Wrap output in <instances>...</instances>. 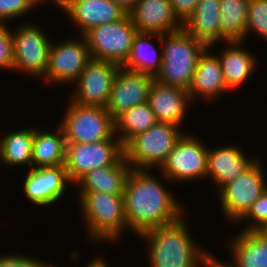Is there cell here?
<instances>
[{
    "label": "cell",
    "instance_id": "obj_1",
    "mask_svg": "<svg viewBox=\"0 0 267 267\" xmlns=\"http://www.w3.org/2000/svg\"><path fill=\"white\" fill-rule=\"evenodd\" d=\"M152 173L151 169L131 168L125 182L123 198L127 232L132 231L130 234L135 237L186 215V207L169 191L167 184L162 183V180L170 181L161 172L160 178Z\"/></svg>",
    "mask_w": 267,
    "mask_h": 267
},
{
    "label": "cell",
    "instance_id": "obj_40",
    "mask_svg": "<svg viewBox=\"0 0 267 267\" xmlns=\"http://www.w3.org/2000/svg\"><path fill=\"white\" fill-rule=\"evenodd\" d=\"M39 267H58L56 264H53V263H49L48 261L47 262H43Z\"/></svg>",
    "mask_w": 267,
    "mask_h": 267
},
{
    "label": "cell",
    "instance_id": "obj_23",
    "mask_svg": "<svg viewBox=\"0 0 267 267\" xmlns=\"http://www.w3.org/2000/svg\"><path fill=\"white\" fill-rule=\"evenodd\" d=\"M220 0H200L182 28L211 49L220 43Z\"/></svg>",
    "mask_w": 267,
    "mask_h": 267
},
{
    "label": "cell",
    "instance_id": "obj_17",
    "mask_svg": "<svg viewBox=\"0 0 267 267\" xmlns=\"http://www.w3.org/2000/svg\"><path fill=\"white\" fill-rule=\"evenodd\" d=\"M154 77L120 68L116 74L107 110L115 119L125 110L148 101Z\"/></svg>",
    "mask_w": 267,
    "mask_h": 267
},
{
    "label": "cell",
    "instance_id": "obj_12",
    "mask_svg": "<svg viewBox=\"0 0 267 267\" xmlns=\"http://www.w3.org/2000/svg\"><path fill=\"white\" fill-rule=\"evenodd\" d=\"M124 156L119 139H105L96 143H66L67 175L74 185L87 172L116 164Z\"/></svg>",
    "mask_w": 267,
    "mask_h": 267
},
{
    "label": "cell",
    "instance_id": "obj_4",
    "mask_svg": "<svg viewBox=\"0 0 267 267\" xmlns=\"http://www.w3.org/2000/svg\"><path fill=\"white\" fill-rule=\"evenodd\" d=\"M158 42L161 43L163 58L160 71L154 79L162 84L188 90L198 59L208 46L183 28L173 33L161 34Z\"/></svg>",
    "mask_w": 267,
    "mask_h": 267
},
{
    "label": "cell",
    "instance_id": "obj_25",
    "mask_svg": "<svg viewBox=\"0 0 267 267\" xmlns=\"http://www.w3.org/2000/svg\"><path fill=\"white\" fill-rule=\"evenodd\" d=\"M57 126L55 128L56 131H49L50 128L43 130L40 127H34L32 147L33 168L64 165L66 139L61 126Z\"/></svg>",
    "mask_w": 267,
    "mask_h": 267
},
{
    "label": "cell",
    "instance_id": "obj_36",
    "mask_svg": "<svg viewBox=\"0 0 267 267\" xmlns=\"http://www.w3.org/2000/svg\"><path fill=\"white\" fill-rule=\"evenodd\" d=\"M201 267H237L236 264L230 259L220 260L214 253L212 254L207 250L202 259Z\"/></svg>",
    "mask_w": 267,
    "mask_h": 267
},
{
    "label": "cell",
    "instance_id": "obj_6",
    "mask_svg": "<svg viewBox=\"0 0 267 267\" xmlns=\"http://www.w3.org/2000/svg\"><path fill=\"white\" fill-rule=\"evenodd\" d=\"M184 133L176 125L157 122L124 146L125 159L131 168L159 170Z\"/></svg>",
    "mask_w": 267,
    "mask_h": 267
},
{
    "label": "cell",
    "instance_id": "obj_16",
    "mask_svg": "<svg viewBox=\"0 0 267 267\" xmlns=\"http://www.w3.org/2000/svg\"><path fill=\"white\" fill-rule=\"evenodd\" d=\"M62 13L84 35L95 26L122 19L127 12L113 0H67Z\"/></svg>",
    "mask_w": 267,
    "mask_h": 267
},
{
    "label": "cell",
    "instance_id": "obj_20",
    "mask_svg": "<svg viewBox=\"0 0 267 267\" xmlns=\"http://www.w3.org/2000/svg\"><path fill=\"white\" fill-rule=\"evenodd\" d=\"M128 14L140 33L169 34L182 29L169 0H138Z\"/></svg>",
    "mask_w": 267,
    "mask_h": 267
},
{
    "label": "cell",
    "instance_id": "obj_39",
    "mask_svg": "<svg viewBox=\"0 0 267 267\" xmlns=\"http://www.w3.org/2000/svg\"><path fill=\"white\" fill-rule=\"evenodd\" d=\"M32 1L36 4L37 7H40L39 5L42 6V4H45L46 2L47 3L52 2V3H54L53 5L54 6L56 5L55 7H57V0H32Z\"/></svg>",
    "mask_w": 267,
    "mask_h": 267
},
{
    "label": "cell",
    "instance_id": "obj_29",
    "mask_svg": "<svg viewBox=\"0 0 267 267\" xmlns=\"http://www.w3.org/2000/svg\"><path fill=\"white\" fill-rule=\"evenodd\" d=\"M115 135L125 146L134 136L145 132L158 121L148 102L125 110L115 119Z\"/></svg>",
    "mask_w": 267,
    "mask_h": 267
},
{
    "label": "cell",
    "instance_id": "obj_8",
    "mask_svg": "<svg viewBox=\"0 0 267 267\" xmlns=\"http://www.w3.org/2000/svg\"><path fill=\"white\" fill-rule=\"evenodd\" d=\"M16 26L12 28L14 71L43 78L48 66L51 37L33 21Z\"/></svg>",
    "mask_w": 267,
    "mask_h": 267
},
{
    "label": "cell",
    "instance_id": "obj_30",
    "mask_svg": "<svg viewBox=\"0 0 267 267\" xmlns=\"http://www.w3.org/2000/svg\"><path fill=\"white\" fill-rule=\"evenodd\" d=\"M252 33L267 41V0H249L246 36L243 41L247 42Z\"/></svg>",
    "mask_w": 267,
    "mask_h": 267
},
{
    "label": "cell",
    "instance_id": "obj_7",
    "mask_svg": "<svg viewBox=\"0 0 267 267\" xmlns=\"http://www.w3.org/2000/svg\"><path fill=\"white\" fill-rule=\"evenodd\" d=\"M262 160L257 159L243 174L223 185L217 192L224 219L232 225L248 213L253 203L267 189Z\"/></svg>",
    "mask_w": 267,
    "mask_h": 267
},
{
    "label": "cell",
    "instance_id": "obj_41",
    "mask_svg": "<svg viewBox=\"0 0 267 267\" xmlns=\"http://www.w3.org/2000/svg\"><path fill=\"white\" fill-rule=\"evenodd\" d=\"M67 0H57V7L58 9H62L63 4L66 2Z\"/></svg>",
    "mask_w": 267,
    "mask_h": 267
},
{
    "label": "cell",
    "instance_id": "obj_24",
    "mask_svg": "<svg viewBox=\"0 0 267 267\" xmlns=\"http://www.w3.org/2000/svg\"><path fill=\"white\" fill-rule=\"evenodd\" d=\"M131 165L123 156L110 167L96 168L83 175L74 185L77 191H96L123 195Z\"/></svg>",
    "mask_w": 267,
    "mask_h": 267
},
{
    "label": "cell",
    "instance_id": "obj_9",
    "mask_svg": "<svg viewBox=\"0 0 267 267\" xmlns=\"http://www.w3.org/2000/svg\"><path fill=\"white\" fill-rule=\"evenodd\" d=\"M196 133H185L169 152L166 161L157 172H161L174 185L205 180L207 175L208 148ZM174 181V182H173Z\"/></svg>",
    "mask_w": 267,
    "mask_h": 267
},
{
    "label": "cell",
    "instance_id": "obj_10",
    "mask_svg": "<svg viewBox=\"0 0 267 267\" xmlns=\"http://www.w3.org/2000/svg\"><path fill=\"white\" fill-rule=\"evenodd\" d=\"M138 30L127 13L122 19L95 26L84 34L90 57L122 66L128 59Z\"/></svg>",
    "mask_w": 267,
    "mask_h": 267
},
{
    "label": "cell",
    "instance_id": "obj_34",
    "mask_svg": "<svg viewBox=\"0 0 267 267\" xmlns=\"http://www.w3.org/2000/svg\"><path fill=\"white\" fill-rule=\"evenodd\" d=\"M45 260L22 253L0 254V267H39Z\"/></svg>",
    "mask_w": 267,
    "mask_h": 267
},
{
    "label": "cell",
    "instance_id": "obj_5",
    "mask_svg": "<svg viewBox=\"0 0 267 267\" xmlns=\"http://www.w3.org/2000/svg\"><path fill=\"white\" fill-rule=\"evenodd\" d=\"M59 125L66 143H96L105 139H118L114 118L106 107L81 105L69 98Z\"/></svg>",
    "mask_w": 267,
    "mask_h": 267
},
{
    "label": "cell",
    "instance_id": "obj_31",
    "mask_svg": "<svg viewBox=\"0 0 267 267\" xmlns=\"http://www.w3.org/2000/svg\"><path fill=\"white\" fill-rule=\"evenodd\" d=\"M244 221L246 226L242 227V231H262L267 226V189L253 203L248 213L239 221V225Z\"/></svg>",
    "mask_w": 267,
    "mask_h": 267
},
{
    "label": "cell",
    "instance_id": "obj_42",
    "mask_svg": "<svg viewBox=\"0 0 267 267\" xmlns=\"http://www.w3.org/2000/svg\"><path fill=\"white\" fill-rule=\"evenodd\" d=\"M262 231L267 233V226Z\"/></svg>",
    "mask_w": 267,
    "mask_h": 267
},
{
    "label": "cell",
    "instance_id": "obj_13",
    "mask_svg": "<svg viewBox=\"0 0 267 267\" xmlns=\"http://www.w3.org/2000/svg\"><path fill=\"white\" fill-rule=\"evenodd\" d=\"M120 65L91 58L66 98L81 105L107 107Z\"/></svg>",
    "mask_w": 267,
    "mask_h": 267
},
{
    "label": "cell",
    "instance_id": "obj_19",
    "mask_svg": "<svg viewBox=\"0 0 267 267\" xmlns=\"http://www.w3.org/2000/svg\"><path fill=\"white\" fill-rule=\"evenodd\" d=\"M212 51L207 47L198 59L193 80L188 89L192 102L201 97L200 100L208 102L211 100L210 103H214L225 93L231 92L225 84L219 58Z\"/></svg>",
    "mask_w": 267,
    "mask_h": 267
},
{
    "label": "cell",
    "instance_id": "obj_2",
    "mask_svg": "<svg viewBox=\"0 0 267 267\" xmlns=\"http://www.w3.org/2000/svg\"><path fill=\"white\" fill-rule=\"evenodd\" d=\"M185 219L183 215L171 224L152 228L138 236L148 244L149 267H201L207 249L196 243Z\"/></svg>",
    "mask_w": 267,
    "mask_h": 267
},
{
    "label": "cell",
    "instance_id": "obj_21",
    "mask_svg": "<svg viewBox=\"0 0 267 267\" xmlns=\"http://www.w3.org/2000/svg\"><path fill=\"white\" fill-rule=\"evenodd\" d=\"M223 50L217 55L227 88L233 92L254 75L258 60L255 54L243 48V41L223 42ZM242 85V86H241Z\"/></svg>",
    "mask_w": 267,
    "mask_h": 267
},
{
    "label": "cell",
    "instance_id": "obj_15",
    "mask_svg": "<svg viewBox=\"0 0 267 267\" xmlns=\"http://www.w3.org/2000/svg\"><path fill=\"white\" fill-rule=\"evenodd\" d=\"M243 150L236 143L208 148L206 181L210 179L215 183V192L243 174L258 159L259 156H247Z\"/></svg>",
    "mask_w": 267,
    "mask_h": 267
},
{
    "label": "cell",
    "instance_id": "obj_14",
    "mask_svg": "<svg viewBox=\"0 0 267 267\" xmlns=\"http://www.w3.org/2000/svg\"><path fill=\"white\" fill-rule=\"evenodd\" d=\"M25 174L23 193L37 207H48L64 198L70 182L64 165L30 168Z\"/></svg>",
    "mask_w": 267,
    "mask_h": 267
},
{
    "label": "cell",
    "instance_id": "obj_3",
    "mask_svg": "<svg viewBox=\"0 0 267 267\" xmlns=\"http://www.w3.org/2000/svg\"><path fill=\"white\" fill-rule=\"evenodd\" d=\"M76 194L87 241L97 245L122 240L127 230L123 195L96 191H76Z\"/></svg>",
    "mask_w": 267,
    "mask_h": 267
},
{
    "label": "cell",
    "instance_id": "obj_28",
    "mask_svg": "<svg viewBox=\"0 0 267 267\" xmlns=\"http://www.w3.org/2000/svg\"><path fill=\"white\" fill-rule=\"evenodd\" d=\"M249 0H220V42L243 41Z\"/></svg>",
    "mask_w": 267,
    "mask_h": 267
},
{
    "label": "cell",
    "instance_id": "obj_11",
    "mask_svg": "<svg viewBox=\"0 0 267 267\" xmlns=\"http://www.w3.org/2000/svg\"><path fill=\"white\" fill-rule=\"evenodd\" d=\"M79 38L67 37L68 39L52 41L49 51L48 66L43 81L51 85L71 86L77 81L81 71L91 59L87 41L84 35Z\"/></svg>",
    "mask_w": 267,
    "mask_h": 267
},
{
    "label": "cell",
    "instance_id": "obj_33",
    "mask_svg": "<svg viewBox=\"0 0 267 267\" xmlns=\"http://www.w3.org/2000/svg\"><path fill=\"white\" fill-rule=\"evenodd\" d=\"M0 23V70L14 71L12 29ZM4 69V70H3Z\"/></svg>",
    "mask_w": 267,
    "mask_h": 267
},
{
    "label": "cell",
    "instance_id": "obj_37",
    "mask_svg": "<svg viewBox=\"0 0 267 267\" xmlns=\"http://www.w3.org/2000/svg\"><path fill=\"white\" fill-rule=\"evenodd\" d=\"M103 257L102 255H95L84 267H110L108 261Z\"/></svg>",
    "mask_w": 267,
    "mask_h": 267
},
{
    "label": "cell",
    "instance_id": "obj_26",
    "mask_svg": "<svg viewBox=\"0 0 267 267\" xmlns=\"http://www.w3.org/2000/svg\"><path fill=\"white\" fill-rule=\"evenodd\" d=\"M161 40V34L137 32L132 43L130 55L122 68L150 75L155 78L161 68L163 52L150 40Z\"/></svg>",
    "mask_w": 267,
    "mask_h": 267
},
{
    "label": "cell",
    "instance_id": "obj_18",
    "mask_svg": "<svg viewBox=\"0 0 267 267\" xmlns=\"http://www.w3.org/2000/svg\"><path fill=\"white\" fill-rule=\"evenodd\" d=\"M147 102L158 122L170 123L180 128L184 126L188 107L193 104L188 90L156 80L151 86Z\"/></svg>",
    "mask_w": 267,
    "mask_h": 267
},
{
    "label": "cell",
    "instance_id": "obj_38",
    "mask_svg": "<svg viewBox=\"0 0 267 267\" xmlns=\"http://www.w3.org/2000/svg\"><path fill=\"white\" fill-rule=\"evenodd\" d=\"M119 4L127 13H129L136 5L138 0H113Z\"/></svg>",
    "mask_w": 267,
    "mask_h": 267
},
{
    "label": "cell",
    "instance_id": "obj_27",
    "mask_svg": "<svg viewBox=\"0 0 267 267\" xmlns=\"http://www.w3.org/2000/svg\"><path fill=\"white\" fill-rule=\"evenodd\" d=\"M0 135V165L8 167L27 166L32 168V147L34 127L20 128L19 130Z\"/></svg>",
    "mask_w": 267,
    "mask_h": 267
},
{
    "label": "cell",
    "instance_id": "obj_32",
    "mask_svg": "<svg viewBox=\"0 0 267 267\" xmlns=\"http://www.w3.org/2000/svg\"><path fill=\"white\" fill-rule=\"evenodd\" d=\"M38 7L32 0H0V23H8L27 16Z\"/></svg>",
    "mask_w": 267,
    "mask_h": 267
},
{
    "label": "cell",
    "instance_id": "obj_35",
    "mask_svg": "<svg viewBox=\"0 0 267 267\" xmlns=\"http://www.w3.org/2000/svg\"><path fill=\"white\" fill-rule=\"evenodd\" d=\"M174 15L183 24L194 12L200 0H169Z\"/></svg>",
    "mask_w": 267,
    "mask_h": 267
},
{
    "label": "cell",
    "instance_id": "obj_22",
    "mask_svg": "<svg viewBox=\"0 0 267 267\" xmlns=\"http://www.w3.org/2000/svg\"><path fill=\"white\" fill-rule=\"evenodd\" d=\"M226 241L237 267H267V233L241 230Z\"/></svg>",
    "mask_w": 267,
    "mask_h": 267
}]
</instances>
